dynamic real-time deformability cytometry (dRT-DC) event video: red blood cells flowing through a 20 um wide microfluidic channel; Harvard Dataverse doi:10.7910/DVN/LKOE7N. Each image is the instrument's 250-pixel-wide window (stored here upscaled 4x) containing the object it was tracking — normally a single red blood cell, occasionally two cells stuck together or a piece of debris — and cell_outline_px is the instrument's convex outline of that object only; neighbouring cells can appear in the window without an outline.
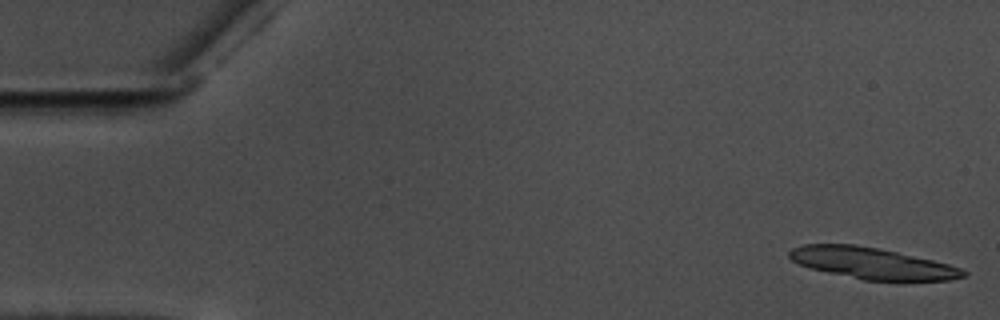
{"species": "common noctule bat (a hibernating species)", "species_latin": "Nyctalus noctula", "temperature_condition": "warm", "stored_images_in_passage": 16, "camera_frame_rate_fps": 3000, "um_per_image_px": 0.085, "animal": {"sex": "male", "body_mass_g": 17.5, "forearm_length_mm": 52.3}, "frame": {"image": 1, "passage_image": 1, "time_ms": 0.0, "image_size_px": [1000, 320], "cell_outline_px": [[968, 276], [948, 280], [864, 280], [828, 272], [812, 268], [800, 264], [792, 260], [788, 256], [788, 252], [792, 248], [804, 244], [856, 244], [896, 252], [932, 260], [948, 264], [960, 268], [968, 272]], "centroid_in_image_um": [74.12, 22.37], "position_along_channel_um": 10.9, "area_um2": 31.33}}